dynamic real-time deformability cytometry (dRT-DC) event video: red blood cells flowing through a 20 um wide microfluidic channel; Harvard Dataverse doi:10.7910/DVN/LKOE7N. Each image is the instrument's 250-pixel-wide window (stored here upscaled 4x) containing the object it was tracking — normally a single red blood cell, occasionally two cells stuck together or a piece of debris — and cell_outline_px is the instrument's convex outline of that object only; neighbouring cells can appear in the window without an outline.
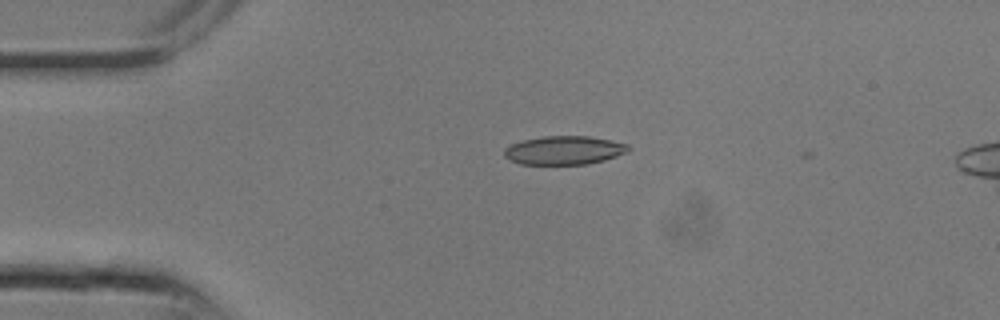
{"species": "common noctule bat (a hibernating species)", "species_latin": "Nyctalus noctula", "temperature_condition": "room temperature", "stored_images_in_passage": 4, "camera_frame_rate_fps": 3000, "um_per_image_px": 0.085, "animal": {"sex": "male", "body_mass_g": 13.3}, "frame": {"image": 1, "passage_image": 2, "time_ms": 0.333, "image_size_px": [1000, 320], "cell_outline_px": [[628, 152], [604, 160], [588, 164], [520, 164], [504, 156], [504, 148], [512, 144], [524, 140], [544, 136], [588, 136], [628, 144]], "centroid_in_image_um": [47.94, 12.77], "position_along_channel_um": 37.1, "area_um2": 20.46}}